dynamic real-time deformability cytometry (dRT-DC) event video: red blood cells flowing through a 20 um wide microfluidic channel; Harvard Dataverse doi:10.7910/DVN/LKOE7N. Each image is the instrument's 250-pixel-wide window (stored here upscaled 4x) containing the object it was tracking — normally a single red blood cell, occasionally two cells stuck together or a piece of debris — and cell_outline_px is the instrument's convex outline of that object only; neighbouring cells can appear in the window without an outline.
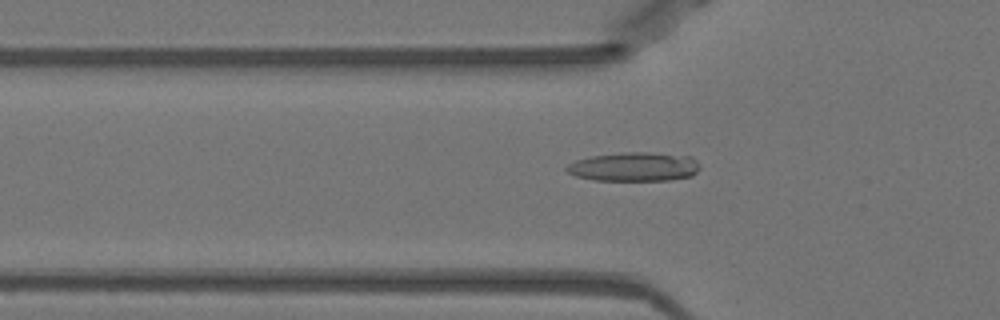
{"species": "Egyptian fruit bat (a non-hibernating species)", "species_latin": "Rousettus aegyptiacus", "temperature_condition": "warm", "stored_images_in_passage": 33, "camera_frame_rate_fps": 3000, "um_per_image_px": 0.085, "animal": {"sex": "female"}, "frame": {"image": 1, "passage_image": 7, "time_ms": 2.0, "image_size_px": [1000, 320], "cell_outline_px": [[700, 168], [692, 176], [672, 180], [596, 180], [576, 176], [568, 172], [564, 168], [568, 164], [576, 160], [592, 156], [620, 152], [648, 152], [692, 156], [700, 164]], "centroid_in_image_um": [53.94, 14.17], "position_along_channel_um": 71.9, "area_um2": 22.66}}
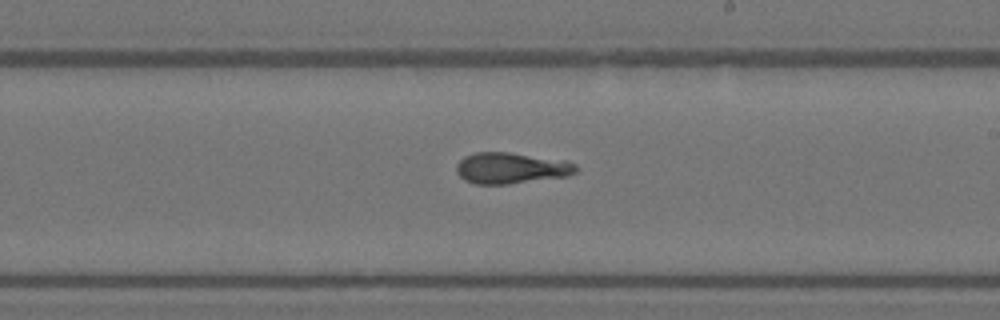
{"frame": {"image": 2, "passage_image": 20, "time_ms": 6.333, "image_size_px": [1000, 320], "cell_outline_px": [[580, 172], [568, 176], [508, 184], [476, 184], [464, 180], [456, 172], [456, 164], [464, 156], [476, 152], [508, 152], [564, 160], [576, 164]], "centroid_in_image_um": [43.46, 14.29], "position_along_channel_um": 245.5, "area_um2": 21.85}}
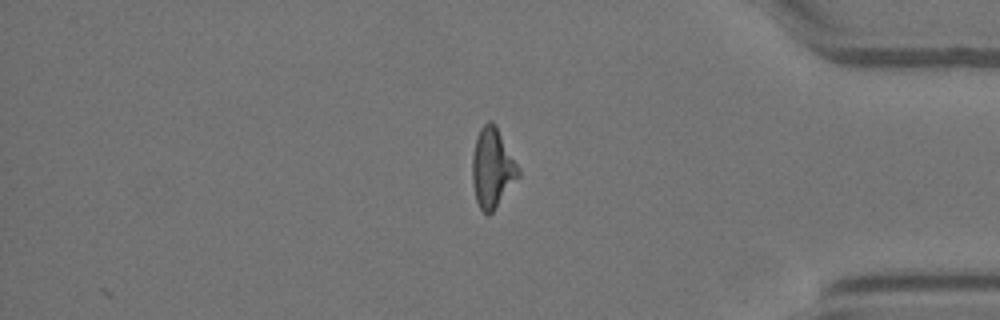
{"frame": {"image": 3, "passage_image": 33, "time_ms": 10.667, "image_size_px": [1000, 320], "cell_outline_px": [[520, 176], [492, 212], [488, 216], [480, 208], [476, 200], [472, 184], [472, 156], [476, 136], [480, 128], [488, 120], [492, 120], [496, 124], [520, 172]], "centroid_in_image_um": [41.82, 14.26], "position_along_channel_um": 393.4, "area_um2": 21.27}, "authors_computed_cell_mechanics": {"area_um2": 21.5016, "velocity_mm_per_s": 3.9842, "shape_relaxation_time_tau1_ms": 2.3601, "shape_relaxation_time_tau2_ms": 2.0264, "deformation_change_tau1": 0.1152, "deformation_change_tau2": 0.1105}}